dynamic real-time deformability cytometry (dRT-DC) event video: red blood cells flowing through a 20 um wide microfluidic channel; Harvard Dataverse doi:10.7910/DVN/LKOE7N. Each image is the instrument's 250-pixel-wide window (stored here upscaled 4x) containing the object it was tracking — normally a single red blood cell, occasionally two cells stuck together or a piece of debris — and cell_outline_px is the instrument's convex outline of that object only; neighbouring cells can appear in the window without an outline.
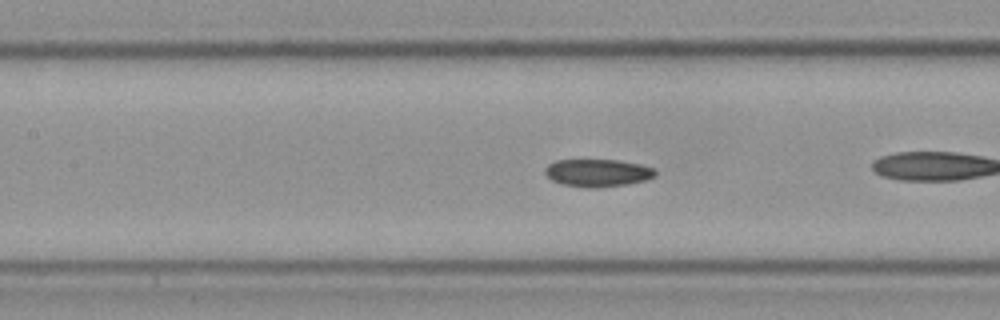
{"species": "Egyptian fruit bat (a non-hibernating species)", "species_latin": "Rousettus aegyptiacus", "temperature_condition": "cold", "stored_images_in_passage": 55, "camera_frame_rate_fps": 3000, "um_per_image_px": 0.085, "frame": {"image": 1, "passage_image": 24, "time_ms": 7.667, "image_size_px": [1000, 320], "cell_outline_px": [[656, 176], [648, 180], [628, 184], [600, 188], [588, 188], [564, 184], [552, 180], [544, 172], [544, 168], [548, 164], [556, 160], [620, 160], [640, 164], [656, 168]], "centroid_in_image_um": [50.85, 14.69], "position_along_channel_um": 156.6, "area_um2": 17.98}}
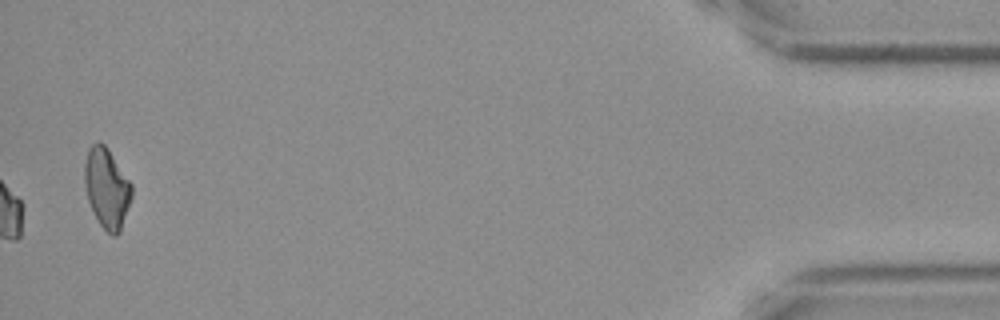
{"frame": {"image": 2, "passage_image": 55, "time_ms": 18.0, "image_size_px": [1000, 320], "cell_outline_px": [[132, 196], [120, 232], [116, 236], [112, 236], [100, 224], [88, 200], [84, 180], [84, 164], [88, 148], [96, 140], [100, 140], [108, 148], [132, 184]], "centroid_in_image_um": [9.08, 15.94], "position_along_channel_um": 426.1, "area_um2": 21.96}}